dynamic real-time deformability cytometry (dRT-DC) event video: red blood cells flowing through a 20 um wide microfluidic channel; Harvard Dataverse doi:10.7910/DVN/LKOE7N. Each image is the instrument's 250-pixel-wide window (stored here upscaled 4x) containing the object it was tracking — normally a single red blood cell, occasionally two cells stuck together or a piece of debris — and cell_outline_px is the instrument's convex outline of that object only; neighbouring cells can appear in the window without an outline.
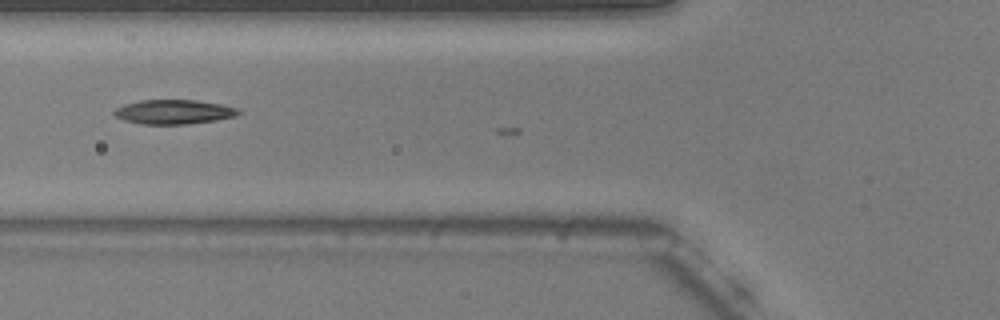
{"species": "common noctule bat (a hibernating species)", "species_latin": "Nyctalus noctula", "temperature_condition": "warm", "stored_images_in_passage": 7, "camera_frame_rate_fps": 3000, "um_per_image_px": 0.085, "animal": {"sex": "male", "body_mass_g": 20.5, "forearm_length_mm": 52.5}, "frame": {"image": 1, "passage_image": 5, "time_ms": 1.333, "image_size_px": [1000, 320], "cell_outline_px": [[240, 112], [236, 116], [216, 120], [188, 124], [140, 124], [124, 120], [116, 116], [112, 112], [116, 108], [124, 104], [140, 100], [196, 100], [220, 104], [240, 108]], "centroid_in_image_um": [14.78, 9.51], "position_along_channel_um": 111.0, "area_um2": 17.69}}